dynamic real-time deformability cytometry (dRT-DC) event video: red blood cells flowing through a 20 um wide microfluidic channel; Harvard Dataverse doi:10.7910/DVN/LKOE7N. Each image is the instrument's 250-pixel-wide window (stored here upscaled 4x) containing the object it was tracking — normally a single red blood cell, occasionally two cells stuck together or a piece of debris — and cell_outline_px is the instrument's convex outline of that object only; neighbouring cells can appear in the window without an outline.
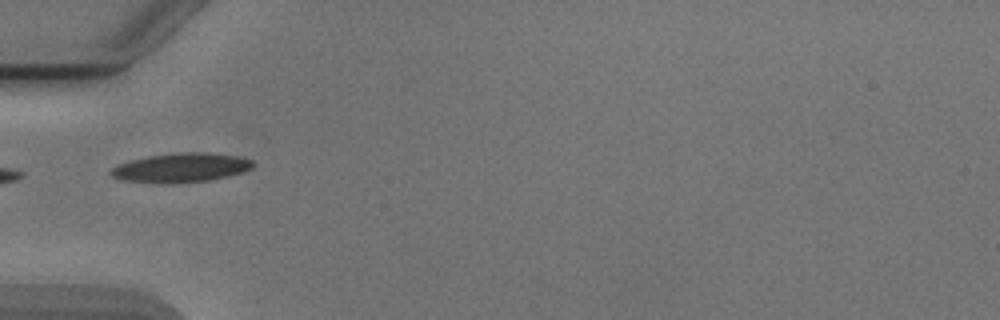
{"species": "Egyptian fruit bat (a non-hibernating species)", "species_latin": "Rousettus aegyptiacus", "temperature_condition": "cold", "stored_images_in_passage": 4, "camera_frame_rate_fps": 3000, "um_per_image_px": 0.085, "animal": {"sex": "male"}, "frame": {"image": 1, "passage_image": 4, "time_ms": 3.333, "image_size_px": [1000, 320], "cell_outline_px": [[252, 168], [244, 172], [208, 180], [168, 184], [124, 180], [112, 176], [108, 172], [116, 164], [148, 156], [176, 152], [208, 152], [240, 156], [252, 160]], "centroid_in_image_um": [15.38, 14.24], "position_along_channel_um": 69.6, "area_um2": 24.22}}